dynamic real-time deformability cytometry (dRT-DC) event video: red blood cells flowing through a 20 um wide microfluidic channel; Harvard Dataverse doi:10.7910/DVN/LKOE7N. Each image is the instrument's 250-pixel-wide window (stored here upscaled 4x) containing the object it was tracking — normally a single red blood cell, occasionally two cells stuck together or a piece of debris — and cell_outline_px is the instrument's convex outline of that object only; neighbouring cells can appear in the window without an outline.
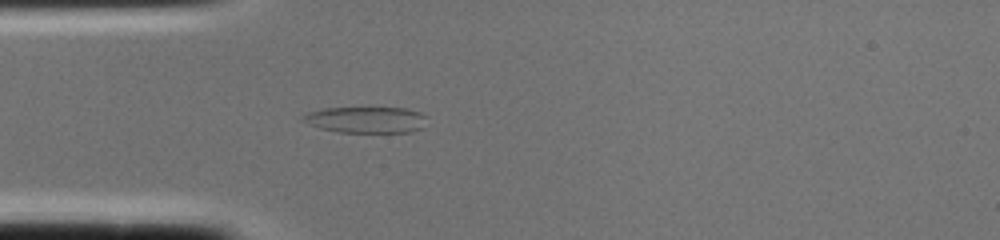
{"species": "common noctule bat (a hibernating species)", "species_latin": "Nyctalus noctula", "temperature_condition": "cold", "stored_images_in_passage": 2, "camera_frame_rate_fps": 3000, "um_per_image_px": 0.085, "animal": {"sex": "female", "body_mass_g": 22.0, "forearm_length_mm": 56.7}, "frame": {"image": 1, "passage_image": 2, "time_ms": 0.333, "image_size_px": [1000, 240], "cell_outline_px": [[428, 116], [424, 128], [412, 132], [340, 132], [320, 128], [308, 124], [300, 116], [308, 112], [324, 108], [408, 108], [420, 112]], "centroid_in_image_um": [31.18, 10.18], "position_along_channel_um": 53.8, "area_um2": 19.13}}